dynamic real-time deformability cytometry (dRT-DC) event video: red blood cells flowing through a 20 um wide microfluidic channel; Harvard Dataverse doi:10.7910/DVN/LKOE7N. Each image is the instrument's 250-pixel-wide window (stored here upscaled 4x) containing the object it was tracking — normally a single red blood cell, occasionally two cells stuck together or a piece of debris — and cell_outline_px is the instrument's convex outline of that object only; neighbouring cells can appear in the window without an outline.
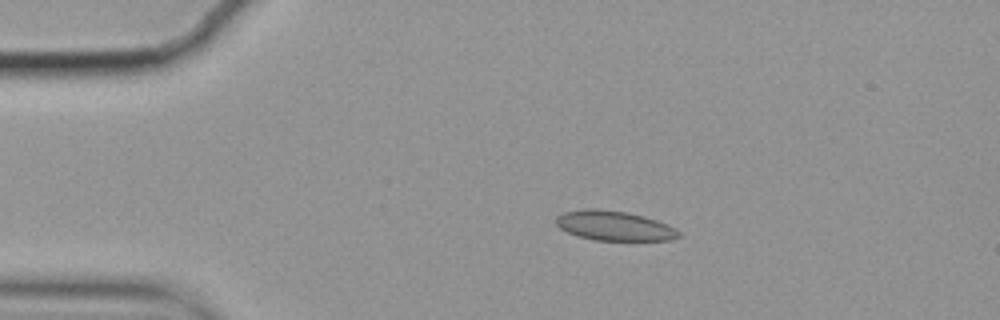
{"species": "common noctule bat (a hibernating species)", "species_latin": "Nyctalus noctula", "temperature_condition": "cold", "stored_images_in_passage": 47, "camera_frame_rate_fps": 3000, "um_per_image_px": 0.085, "animal": {"sex": "female", "body_mass_g": 19.9}, "frame": {"image": 1, "passage_image": 1, "time_ms": 0.0, "image_size_px": [1000, 320], "cell_outline_px": [[680, 236], [672, 240], [592, 240], [576, 236], [560, 228], [556, 224], [556, 216], [564, 212], [584, 208], [596, 208], [628, 212], [644, 216], [668, 224], [676, 228], [680, 232]], "centroid_in_image_um": [52.21, 19.18], "position_along_channel_um": 32.8, "area_um2": 21.44}}
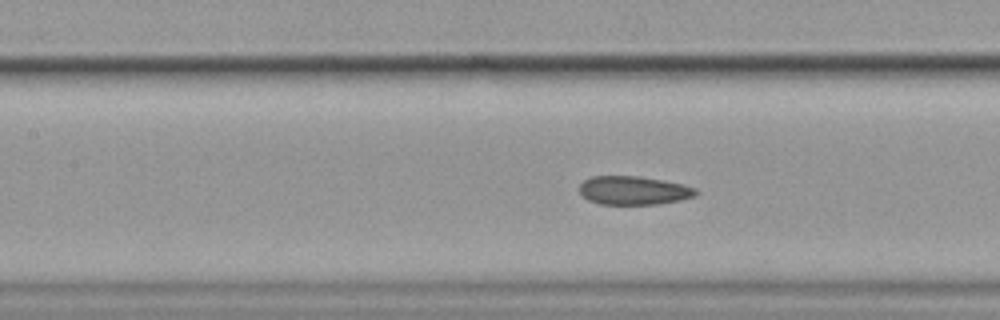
{"frame": {"image": 2, "passage_image": 15, "time_ms": 4.667, "image_size_px": [1000, 320], "cell_outline_px": [[700, 192], [696, 196], [680, 200], [660, 204], [600, 204], [588, 200], [580, 192], [580, 184], [584, 180], [592, 176], [640, 176], [664, 180], [696, 188]], "centroid_in_image_um": [53.89, 16.18], "position_along_channel_um": 153.5, "area_um2": 19.48}}
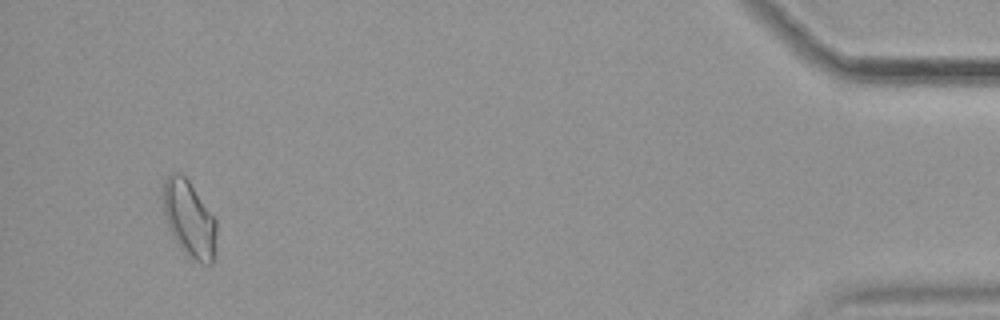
{"frame": {"image": 3, "passage_image": 44, "time_ms": 14.333, "image_size_px": [1000, 320], "cell_outline_px": [[216, 252], [212, 264], [200, 264], [188, 256], [180, 248], [172, 236], [168, 228], [164, 216], [160, 196], [160, 188], [164, 176], [172, 172], [180, 172], [188, 180], [216, 220]], "centroid_in_image_um": [16.02, 18.58], "position_along_channel_um": 419.2, "area_um2": 24.62}, "authors_computed_cell_mechanics": {"area_um2": 20.1722, "velocity_mm_per_s": 3.5083, "shape_relaxation_time_tau1_ms": null, "shape_relaxation_time_tau2_ms": 3.3833, "deformation_change_tau1": null, "deformation_change_tau2": 0.075}}